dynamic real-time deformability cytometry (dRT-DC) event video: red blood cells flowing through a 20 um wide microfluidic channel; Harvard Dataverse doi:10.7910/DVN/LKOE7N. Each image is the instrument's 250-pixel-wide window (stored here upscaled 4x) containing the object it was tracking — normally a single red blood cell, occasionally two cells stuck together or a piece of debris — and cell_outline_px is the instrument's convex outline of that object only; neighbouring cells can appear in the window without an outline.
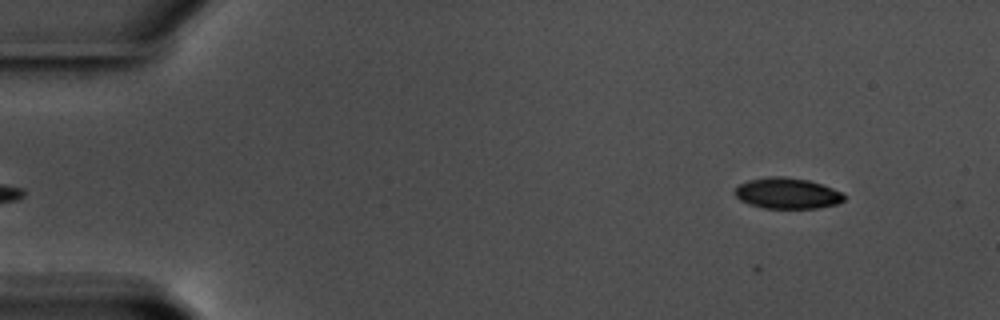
{"species": "common noctule bat (a hibernating species)", "species_latin": "Nyctalus noctula", "temperature_condition": "warm", "stored_images_in_passage": 3, "camera_frame_rate_fps": 3000, "um_per_image_px": 0.085, "animal": {"sex": "male", "body_mass_g": 17.5, "forearm_length_mm": 52.3}, "frame": {"image": 1, "passage_image": 1, "time_ms": 0.0, "image_size_px": [1000, 320], "cell_outline_px": [[844, 200], [836, 204], [816, 208], [764, 208], [748, 204], [740, 200], [732, 192], [740, 184], [748, 180], [768, 176], [784, 176], [808, 180], [832, 188], [840, 192], [844, 196]], "centroid_in_image_um": [66.86, 16.43], "position_along_channel_um": 18.1, "area_um2": 19.59}}